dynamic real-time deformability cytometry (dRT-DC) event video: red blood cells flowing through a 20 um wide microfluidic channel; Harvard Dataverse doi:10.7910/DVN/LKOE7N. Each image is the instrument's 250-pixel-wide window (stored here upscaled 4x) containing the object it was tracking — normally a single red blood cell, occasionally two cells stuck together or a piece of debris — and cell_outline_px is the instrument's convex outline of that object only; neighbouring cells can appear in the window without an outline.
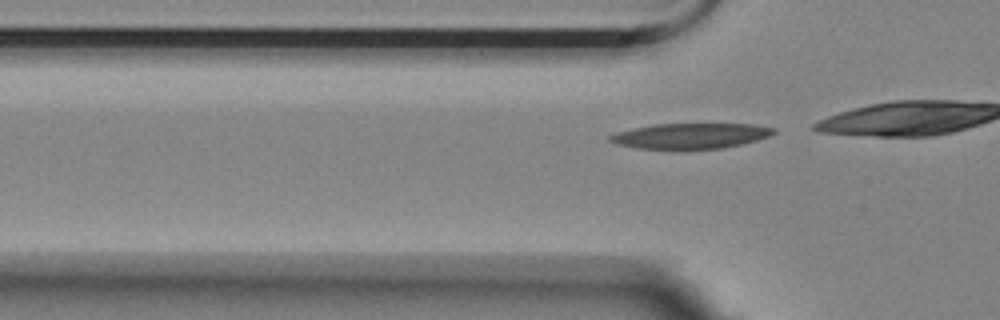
{"species": "Egyptian fruit bat (a non-hibernating species)", "species_latin": "Rousettus aegyptiacus", "temperature_condition": "room temperature", "stored_images_in_passage": 3, "camera_frame_rate_fps": 3000, "um_per_image_px": 0.085, "animal": {"sex": "female"}, "frame": {"image": 1, "passage_image": 3, "time_ms": 3.333, "image_size_px": [1000, 320], "cell_outline_px": [[776, 132], [768, 136], [756, 140], [724, 148], [688, 152], [680, 152], [636, 148], [616, 144], [608, 140], [608, 136], [616, 132], [652, 124], [752, 124], [776, 128]], "centroid_in_image_um": [58.63, 11.6], "position_along_channel_um": 67.2, "area_um2": 25.32}}